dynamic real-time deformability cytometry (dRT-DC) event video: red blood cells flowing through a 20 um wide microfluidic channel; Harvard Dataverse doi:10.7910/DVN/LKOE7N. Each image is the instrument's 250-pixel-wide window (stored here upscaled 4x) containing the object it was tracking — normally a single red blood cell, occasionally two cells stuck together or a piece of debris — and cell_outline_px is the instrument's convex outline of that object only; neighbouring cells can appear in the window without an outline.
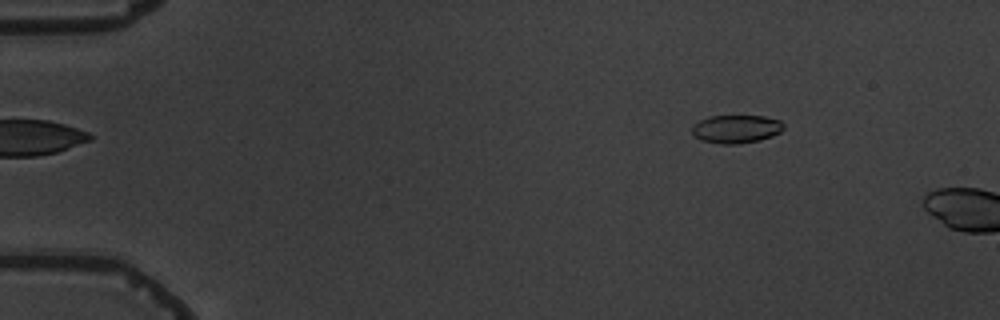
{"species": "common noctule bat (a hibernating species)", "species_latin": "Nyctalus noctula", "temperature_condition": "warm", "stored_images_in_passage": 5, "camera_frame_rate_fps": 3000, "um_per_image_px": 0.085, "animal": {"sex": "male", "body_mass_g": 19.5, "forearm_length_mm": 54.6}, "frame": {"image": 1, "passage_image": 5, "time_ms": 5.333, "image_size_px": [1000, 320], "cell_outline_px": [[784, 128], [780, 132], [772, 136], [760, 140], [736, 144], [720, 144], [700, 140], [692, 132], [692, 124], [708, 116], [764, 116], [780, 120], [784, 124]], "centroid_in_image_um": [62.57, 10.96], "position_along_channel_um": 22.4, "area_um2": 15.14}}